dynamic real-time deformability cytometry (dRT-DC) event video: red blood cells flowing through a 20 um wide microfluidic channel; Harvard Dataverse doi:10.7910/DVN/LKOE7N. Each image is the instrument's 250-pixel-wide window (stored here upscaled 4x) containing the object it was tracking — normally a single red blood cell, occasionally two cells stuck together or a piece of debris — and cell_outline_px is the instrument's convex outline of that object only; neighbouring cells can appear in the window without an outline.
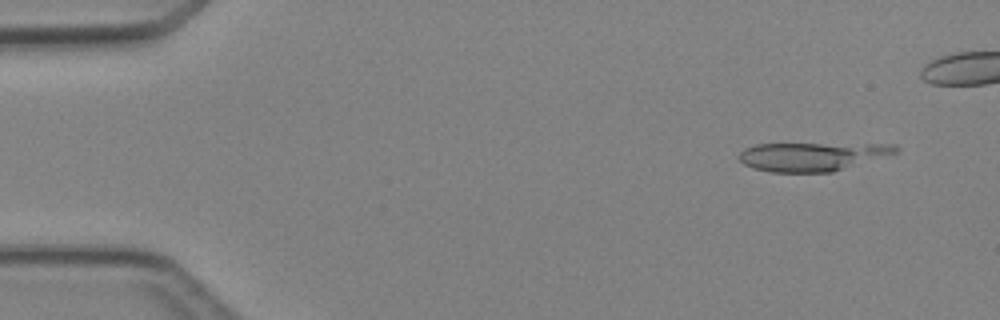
{"species": "Egyptian fruit bat (a non-hibernating species)", "species_latin": "Rousettus aegyptiacus", "temperature_condition": "cold", "stored_images_in_passage": 3, "camera_frame_rate_fps": 3000, "um_per_image_px": 0.085, "animal": {"sex": "female"}, "frame": {"image": 1, "passage_image": 3, "time_ms": 2.333, "image_size_px": [1000, 320], "cell_outline_px": [[900, 148], [896, 152], [832, 172], [772, 172], [756, 168], [744, 164], [740, 160], [740, 152], [744, 148], [756, 144], [896, 144]], "centroid_in_image_um": [69.01, 13.29], "position_along_channel_um": 16.0, "area_um2": 25.66}}